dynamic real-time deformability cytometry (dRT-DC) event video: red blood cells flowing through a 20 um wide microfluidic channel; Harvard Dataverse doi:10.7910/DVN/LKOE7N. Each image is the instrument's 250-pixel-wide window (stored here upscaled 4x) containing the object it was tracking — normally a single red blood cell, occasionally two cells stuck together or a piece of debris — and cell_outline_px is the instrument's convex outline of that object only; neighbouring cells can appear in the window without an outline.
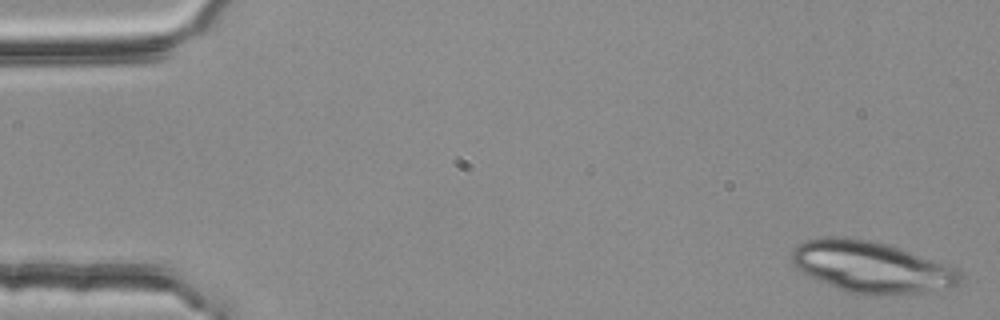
{"species": "common noctule bat (a hibernating species)", "species_latin": "Nyctalus noctula", "temperature_condition": "room temperature", "stored_images_in_passage": 3, "camera_frame_rate_fps": 3000, "um_per_image_px": 0.085, "animal": {"sex": "female", "body_mass_g": 25.1}, "frame": {"image": 1, "passage_image": 1, "time_ms": 0.0, "image_size_px": [1000, 320], "cell_outline_px": [[964, 284], [948, 288], [924, 292], [876, 296], [868, 296], [844, 292], [800, 272], [796, 268], [792, 260], [792, 252], [804, 240], [828, 236], [836, 236], [872, 240], [888, 244], [952, 268], [960, 272], [964, 276]], "centroid_in_image_um": [74.05, 22.72], "position_along_channel_um": 11.0, "area_um2": 50.46}}